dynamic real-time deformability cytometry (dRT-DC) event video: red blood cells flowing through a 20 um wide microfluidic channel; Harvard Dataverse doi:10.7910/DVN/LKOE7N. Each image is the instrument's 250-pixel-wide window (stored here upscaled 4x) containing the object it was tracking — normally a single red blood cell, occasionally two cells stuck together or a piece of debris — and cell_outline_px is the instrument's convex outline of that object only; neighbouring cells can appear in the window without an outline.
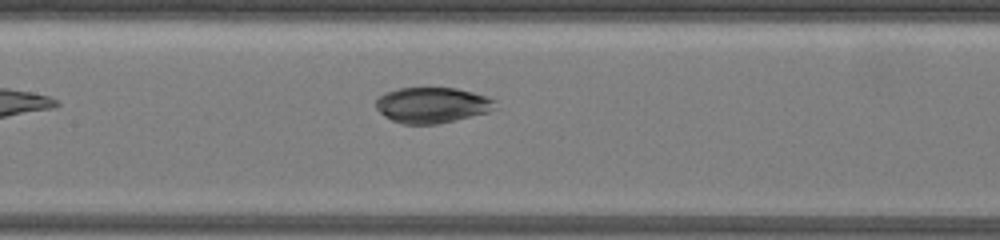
{"species": "common noctule bat (a hibernating species)", "species_latin": "Nyctalus noctula", "temperature_condition": "warm", "stored_images_in_passage": 5, "segment_of_instrument_passage": [1, 2], "camera_frame_rate_fps": 3000, "um_per_image_px": 0.085, "animal": {"sex": "female", "body_mass_g": 19.5, "forearm_length_mm": 54.1}, "frame": {"image": 1, "passage_image": 4, "time_ms": 3.0, "image_size_px": [1000, 240], "cell_outline_px": [[500, 108], [488, 112], [436, 124], [404, 124], [392, 120], [384, 116], [376, 108], [376, 100], [384, 92], [400, 88], [456, 88], [472, 92], [496, 100]], "centroid_in_image_um": [36.75, 8.93], "position_along_channel_um": 170.6, "area_um2": 24.8}}